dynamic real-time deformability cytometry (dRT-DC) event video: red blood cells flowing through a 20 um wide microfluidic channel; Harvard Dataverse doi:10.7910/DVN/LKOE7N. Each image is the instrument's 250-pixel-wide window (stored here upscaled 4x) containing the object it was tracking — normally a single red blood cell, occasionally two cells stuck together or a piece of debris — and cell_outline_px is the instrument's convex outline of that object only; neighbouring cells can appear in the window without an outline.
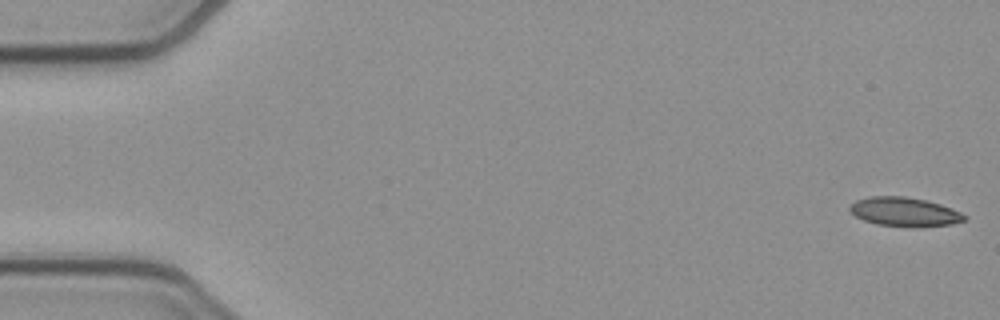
{"species": "common noctule bat (a hibernating species)", "species_latin": "Nyctalus noctula", "temperature_condition": "cold", "stored_images_in_passage": 52, "camera_frame_rate_fps": 3000, "um_per_image_px": 0.085, "animal": {"sex": "female", "body_mass_g": 21.9}, "frame": {"image": 1, "passage_image": 1, "time_ms": 0.0, "image_size_px": [1000, 320], "cell_outline_px": [[968, 216], [964, 220], [952, 224], [876, 224], [864, 220], [856, 216], [848, 208], [856, 200], [872, 196], [904, 196], [924, 200], [940, 204], [952, 208]], "centroid_in_image_um": [76.86, 17.95], "position_along_channel_um": 8.1, "area_um2": 18.32}}
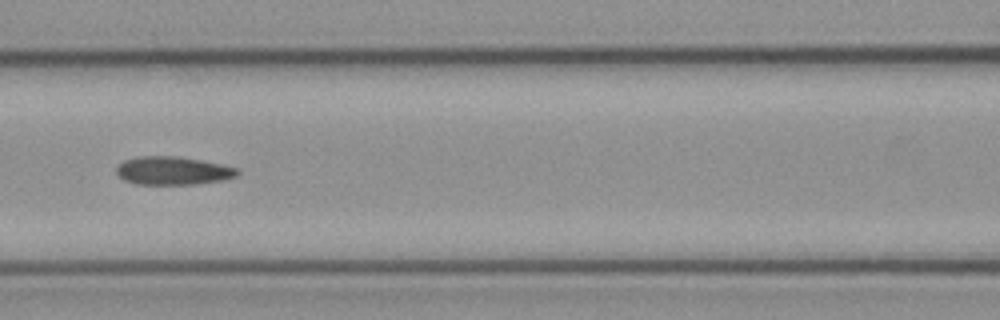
{"frame": {"image": 2, "passage_image": 23, "time_ms": 7.333, "image_size_px": [1000, 320], "cell_outline_px": [[240, 172], [236, 176], [224, 180], [196, 184], [136, 184], [124, 180], [116, 172], [116, 168], [124, 160], [136, 156], [176, 156], [200, 160], [220, 164], [236, 168]], "centroid_in_image_um": [14.68, 14.51], "position_along_channel_um": 151.9, "area_um2": 19.83}}
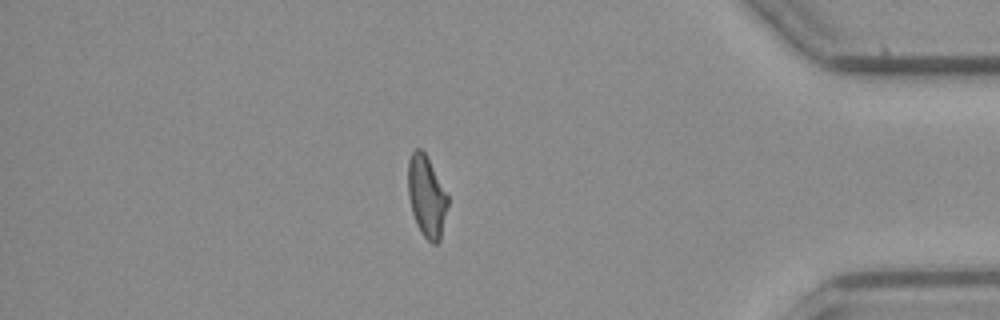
{"frame": {"image": 3, "passage_image": 45, "time_ms": 14.667, "image_size_px": [1000, 320], "cell_outline_px": [[448, 204], [440, 240], [436, 244], [432, 244], [420, 232], [416, 224], [412, 212], [408, 196], [408, 160], [412, 152], [416, 148], [420, 148], [424, 152], [448, 196]], "centroid_in_image_um": [36.24, 16.72], "position_along_channel_um": 399.0, "area_um2": 18.67}, "authors_computed_cell_mechanics": {"area_um2": 19.7098, "velocity_mm_per_s": 3.883, "shape_relaxation_time_tau1_ms": null, "shape_relaxation_time_tau2_ms": 4.2491, "deformation_change_tau1": null, "deformation_change_tau2": 0.1268}}